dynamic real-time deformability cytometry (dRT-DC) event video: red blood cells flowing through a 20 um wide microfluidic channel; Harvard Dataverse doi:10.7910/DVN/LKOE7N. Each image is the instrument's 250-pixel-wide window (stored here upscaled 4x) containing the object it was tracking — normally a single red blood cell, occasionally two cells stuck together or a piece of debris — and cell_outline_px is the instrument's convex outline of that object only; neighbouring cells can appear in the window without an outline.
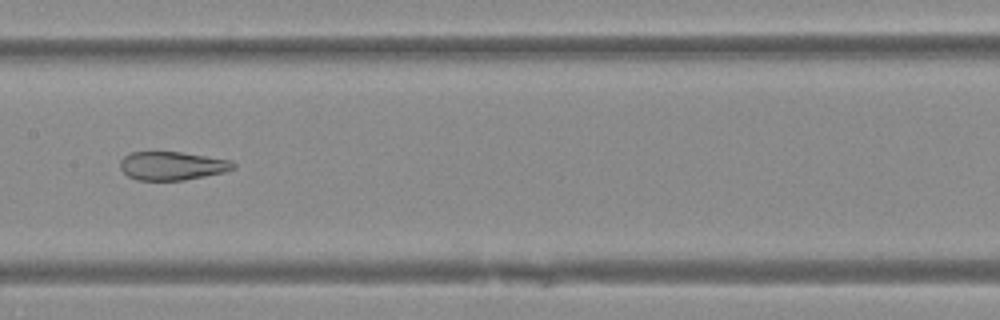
{"species": "Egyptian fruit bat (a non-hibernating species)", "species_latin": "Rousettus aegyptiacus", "temperature_condition": "warm", "stored_images_in_passage": 50, "camera_frame_rate_fps": 3000, "um_per_image_px": 0.085, "animal": {"sex": "female"}, "frame": {"image": 1, "passage_image": 26, "time_ms": 8.333, "image_size_px": [1000, 320], "cell_outline_px": [[236, 168], [224, 172], [184, 180], [136, 180], [128, 176], [120, 168], [120, 160], [124, 156], [132, 152], [180, 152], [232, 160], [236, 164]], "centroid_in_image_um": [14.64, 14.09], "position_along_channel_um": 192.8, "area_um2": 18.79}}
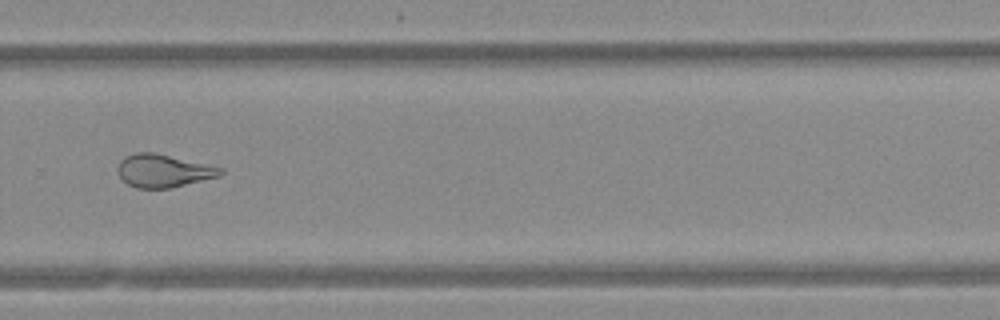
{"frame": {"image": 2, "passage_image": 35, "time_ms": 11.333, "image_size_px": [1000, 320], "cell_outline_px": [[224, 172], [220, 176], [168, 188], [136, 188], [128, 184], [116, 172], [116, 168], [120, 160], [124, 156], [136, 152], [156, 152], [224, 168]], "centroid_in_image_um": [13.86, 14.5], "position_along_channel_um": 315.9, "area_um2": 19.83}}
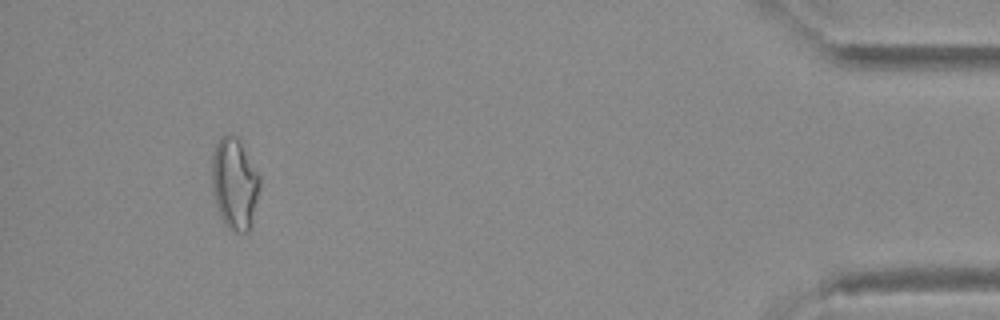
{"frame": {"image": 3, "passage_image": 47, "time_ms": 15.333, "image_size_px": [1000, 320], "cell_outline_px": [[260, 188], [248, 232], [232, 232], [224, 224], [220, 216], [216, 204], [212, 188], [212, 156], [216, 144], [220, 136], [236, 136], [260, 176]], "centroid_in_image_um": [19.92, 15.64], "position_along_channel_um": 415.3, "area_um2": 25.14}}